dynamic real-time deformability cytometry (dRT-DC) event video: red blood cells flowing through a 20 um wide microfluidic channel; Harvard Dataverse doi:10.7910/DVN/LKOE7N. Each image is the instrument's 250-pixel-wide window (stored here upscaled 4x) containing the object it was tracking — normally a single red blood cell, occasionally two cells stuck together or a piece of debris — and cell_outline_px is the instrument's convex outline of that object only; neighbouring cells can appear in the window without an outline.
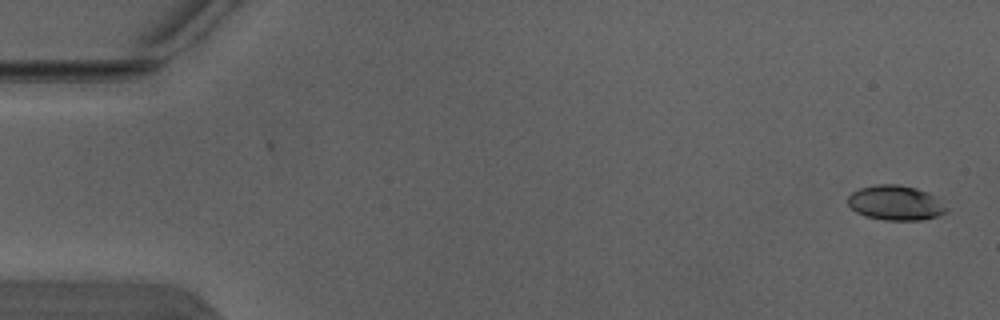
{"species": "Egyptian fruit bat (a non-hibernating species)", "species_latin": "Rousettus aegyptiacus", "temperature_condition": "warm", "stored_images_in_passage": 2, "camera_frame_rate_fps": 3000, "um_per_image_px": 0.085, "animal": {"sex": "male"}, "frame": {"image": 1, "passage_image": 2, "time_ms": 0.333, "image_size_px": [1000, 320], "cell_outline_px": [[948, 212], [940, 216], [924, 220], [884, 220], [864, 216], [856, 212], [848, 204], [848, 196], [852, 192], [860, 188], [876, 184], [900, 184], [916, 188], [928, 192], [936, 196], [948, 208]], "centroid_in_image_um": [76.16, 17.25], "position_along_channel_um": 8.8, "area_um2": 20.35}}